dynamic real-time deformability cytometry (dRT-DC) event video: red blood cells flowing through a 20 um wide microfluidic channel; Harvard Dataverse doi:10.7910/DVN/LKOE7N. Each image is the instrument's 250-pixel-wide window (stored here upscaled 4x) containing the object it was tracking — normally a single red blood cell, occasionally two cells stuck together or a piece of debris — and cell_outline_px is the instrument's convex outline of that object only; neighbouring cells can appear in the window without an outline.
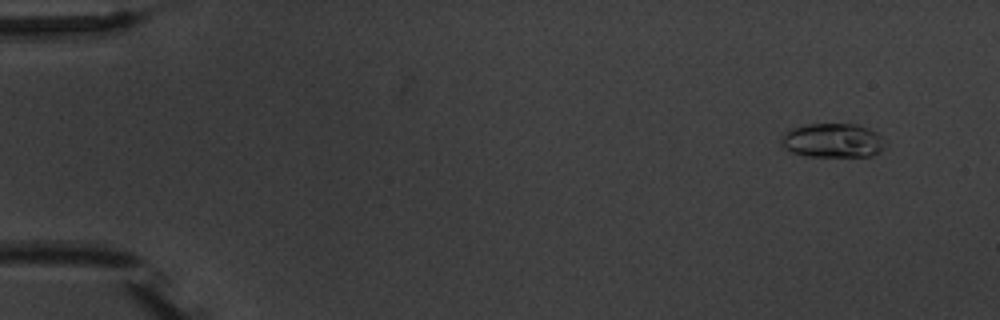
{"species": "common noctule bat (a hibernating species)", "species_latin": "Nyctalus noctula", "temperature_condition": "warm", "stored_images_in_passage": 5, "camera_frame_rate_fps": 3000, "um_per_image_px": 0.085, "animal": {"sex": "male", "body_mass_g": 20.1, "forearm_length_mm": 53.5}, "frame": {"image": 1, "passage_image": 1, "time_ms": 0.0, "image_size_px": [1000, 320], "cell_outline_px": [[880, 148], [876, 152], [868, 156], [804, 156], [792, 152], [784, 148], [780, 140], [792, 128], [808, 124], [856, 124], [868, 128], [876, 132], [880, 136]], "centroid_in_image_um": [70.7, 11.93], "position_along_channel_um": 14.3, "area_um2": 20.06}}